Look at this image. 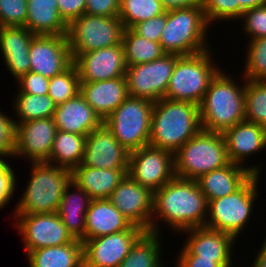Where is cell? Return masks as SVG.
Returning a JSON list of instances; mask_svg holds the SVG:
<instances>
[{
	"label": "cell",
	"instance_id": "cell-8",
	"mask_svg": "<svg viewBox=\"0 0 266 267\" xmlns=\"http://www.w3.org/2000/svg\"><path fill=\"white\" fill-rule=\"evenodd\" d=\"M260 175H252L238 190L230 195L208 202L205 227L230 234L235 239L247 228L258 197ZM242 232V233H241Z\"/></svg>",
	"mask_w": 266,
	"mask_h": 267
},
{
	"label": "cell",
	"instance_id": "cell-39",
	"mask_svg": "<svg viewBox=\"0 0 266 267\" xmlns=\"http://www.w3.org/2000/svg\"><path fill=\"white\" fill-rule=\"evenodd\" d=\"M203 12L207 23L239 21V2L237 0H204Z\"/></svg>",
	"mask_w": 266,
	"mask_h": 267
},
{
	"label": "cell",
	"instance_id": "cell-11",
	"mask_svg": "<svg viewBox=\"0 0 266 267\" xmlns=\"http://www.w3.org/2000/svg\"><path fill=\"white\" fill-rule=\"evenodd\" d=\"M179 55L164 54L149 63L127 66L125 77L128 96L155 103L165 98L174 66Z\"/></svg>",
	"mask_w": 266,
	"mask_h": 267
},
{
	"label": "cell",
	"instance_id": "cell-28",
	"mask_svg": "<svg viewBox=\"0 0 266 267\" xmlns=\"http://www.w3.org/2000/svg\"><path fill=\"white\" fill-rule=\"evenodd\" d=\"M128 169H99L79 165L71 171V181L92 199H108Z\"/></svg>",
	"mask_w": 266,
	"mask_h": 267
},
{
	"label": "cell",
	"instance_id": "cell-10",
	"mask_svg": "<svg viewBox=\"0 0 266 267\" xmlns=\"http://www.w3.org/2000/svg\"><path fill=\"white\" fill-rule=\"evenodd\" d=\"M124 26L118 16L84 13L68 26V43L74 60L79 54L121 44Z\"/></svg>",
	"mask_w": 266,
	"mask_h": 267
},
{
	"label": "cell",
	"instance_id": "cell-16",
	"mask_svg": "<svg viewBox=\"0 0 266 267\" xmlns=\"http://www.w3.org/2000/svg\"><path fill=\"white\" fill-rule=\"evenodd\" d=\"M187 236L177 255H196L200 259H214L221 267L234 265L233 236L207 227H197L180 232ZM233 262V263H232Z\"/></svg>",
	"mask_w": 266,
	"mask_h": 267
},
{
	"label": "cell",
	"instance_id": "cell-45",
	"mask_svg": "<svg viewBox=\"0 0 266 267\" xmlns=\"http://www.w3.org/2000/svg\"><path fill=\"white\" fill-rule=\"evenodd\" d=\"M167 19V12L155 16L146 21H142L134 25L131 29L138 35L153 41L160 42L162 31L165 27Z\"/></svg>",
	"mask_w": 266,
	"mask_h": 267
},
{
	"label": "cell",
	"instance_id": "cell-1",
	"mask_svg": "<svg viewBox=\"0 0 266 267\" xmlns=\"http://www.w3.org/2000/svg\"><path fill=\"white\" fill-rule=\"evenodd\" d=\"M207 215L208 202L196 180L175 176L153 192L152 233L161 234V223L168 224L178 235L187 229L205 227Z\"/></svg>",
	"mask_w": 266,
	"mask_h": 267
},
{
	"label": "cell",
	"instance_id": "cell-29",
	"mask_svg": "<svg viewBox=\"0 0 266 267\" xmlns=\"http://www.w3.org/2000/svg\"><path fill=\"white\" fill-rule=\"evenodd\" d=\"M25 27L34 35H67L68 25L58 11L57 0L28 3Z\"/></svg>",
	"mask_w": 266,
	"mask_h": 267
},
{
	"label": "cell",
	"instance_id": "cell-18",
	"mask_svg": "<svg viewBox=\"0 0 266 267\" xmlns=\"http://www.w3.org/2000/svg\"><path fill=\"white\" fill-rule=\"evenodd\" d=\"M30 71L52 78L72 63L67 35H35L29 50Z\"/></svg>",
	"mask_w": 266,
	"mask_h": 267
},
{
	"label": "cell",
	"instance_id": "cell-47",
	"mask_svg": "<svg viewBox=\"0 0 266 267\" xmlns=\"http://www.w3.org/2000/svg\"><path fill=\"white\" fill-rule=\"evenodd\" d=\"M120 0H86L85 13L90 15L112 17L118 16Z\"/></svg>",
	"mask_w": 266,
	"mask_h": 267
},
{
	"label": "cell",
	"instance_id": "cell-14",
	"mask_svg": "<svg viewBox=\"0 0 266 267\" xmlns=\"http://www.w3.org/2000/svg\"><path fill=\"white\" fill-rule=\"evenodd\" d=\"M145 232L132 225L125 231L83 241L84 267H118Z\"/></svg>",
	"mask_w": 266,
	"mask_h": 267
},
{
	"label": "cell",
	"instance_id": "cell-21",
	"mask_svg": "<svg viewBox=\"0 0 266 267\" xmlns=\"http://www.w3.org/2000/svg\"><path fill=\"white\" fill-rule=\"evenodd\" d=\"M76 65L80 82H96L124 77L127 65L122 43L79 54Z\"/></svg>",
	"mask_w": 266,
	"mask_h": 267
},
{
	"label": "cell",
	"instance_id": "cell-26",
	"mask_svg": "<svg viewBox=\"0 0 266 267\" xmlns=\"http://www.w3.org/2000/svg\"><path fill=\"white\" fill-rule=\"evenodd\" d=\"M72 192H71V191ZM92 198L71 181L65 188L57 214L73 239L85 241V216Z\"/></svg>",
	"mask_w": 266,
	"mask_h": 267
},
{
	"label": "cell",
	"instance_id": "cell-51",
	"mask_svg": "<svg viewBox=\"0 0 266 267\" xmlns=\"http://www.w3.org/2000/svg\"><path fill=\"white\" fill-rule=\"evenodd\" d=\"M253 261L250 267H266V237L263 239L262 246L257 251V255Z\"/></svg>",
	"mask_w": 266,
	"mask_h": 267
},
{
	"label": "cell",
	"instance_id": "cell-5",
	"mask_svg": "<svg viewBox=\"0 0 266 267\" xmlns=\"http://www.w3.org/2000/svg\"><path fill=\"white\" fill-rule=\"evenodd\" d=\"M209 24L203 6L167 11L165 27L160 37L162 49L167 54L194 55L209 50L207 40Z\"/></svg>",
	"mask_w": 266,
	"mask_h": 267
},
{
	"label": "cell",
	"instance_id": "cell-32",
	"mask_svg": "<svg viewBox=\"0 0 266 267\" xmlns=\"http://www.w3.org/2000/svg\"><path fill=\"white\" fill-rule=\"evenodd\" d=\"M161 237L162 235L156 233L145 232L118 267H165L161 260Z\"/></svg>",
	"mask_w": 266,
	"mask_h": 267
},
{
	"label": "cell",
	"instance_id": "cell-17",
	"mask_svg": "<svg viewBox=\"0 0 266 267\" xmlns=\"http://www.w3.org/2000/svg\"><path fill=\"white\" fill-rule=\"evenodd\" d=\"M108 200L133 224L151 232L153 192L128 174L120 181Z\"/></svg>",
	"mask_w": 266,
	"mask_h": 267
},
{
	"label": "cell",
	"instance_id": "cell-27",
	"mask_svg": "<svg viewBox=\"0 0 266 267\" xmlns=\"http://www.w3.org/2000/svg\"><path fill=\"white\" fill-rule=\"evenodd\" d=\"M252 175L246 167L230 162L225 167L200 176L196 181L209 202L234 193Z\"/></svg>",
	"mask_w": 266,
	"mask_h": 267
},
{
	"label": "cell",
	"instance_id": "cell-41",
	"mask_svg": "<svg viewBox=\"0 0 266 267\" xmlns=\"http://www.w3.org/2000/svg\"><path fill=\"white\" fill-rule=\"evenodd\" d=\"M27 9L26 0H0V27H25Z\"/></svg>",
	"mask_w": 266,
	"mask_h": 267
},
{
	"label": "cell",
	"instance_id": "cell-43",
	"mask_svg": "<svg viewBox=\"0 0 266 267\" xmlns=\"http://www.w3.org/2000/svg\"><path fill=\"white\" fill-rule=\"evenodd\" d=\"M49 80V78L43 75L30 71L18 80H15L19 87L16 92L42 96L48 95Z\"/></svg>",
	"mask_w": 266,
	"mask_h": 267
},
{
	"label": "cell",
	"instance_id": "cell-12",
	"mask_svg": "<svg viewBox=\"0 0 266 267\" xmlns=\"http://www.w3.org/2000/svg\"><path fill=\"white\" fill-rule=\"evenodd\" d=\"M13 216L15 229L22 237L26 254L39 248L69 244L74 240L57 213L13 214Z\"/></svg>",
	"mask_w": 266,
	"mask_h": 267
},
{
	"label": "cell",
	"instance_id": "cell-25",
	"mask_svg": "<svg viewBox=\"0 0 266 267\" xmlns=\"http://www.w3.org/2000/svg\"><path fill=\"white\" fill-rule=\"evenodd\" d=\"M132 225L108 199H92L85 216V240L125 231Z\"/></svg>",
	"mask_w": 266,
	"mask_h": 267
},
{
	"label": "cell",
	"instance_id": "cell-24",
	"mask_svg": "<svg viewBox=\"0 0 266 267\" xmlns=\"http://www.w3.org/2000/svg\"><path fill=\"white\" fill-rule=\"evenodd\" d=\"M80 94L104 121L128 97L126 77L80 82Z\"/></svg>",
	"mask_w": 266,
	"mask_h": 267
},
{
	"label": "cell",
	"instance_id": "cell-36",
	"mask_svg": "<svg viewBox=\"0 0 266 267\" xmlns=\"http://www.w3.org/2000/svg\"><path fill=\"white\" fill-rule=\"evenodd\" d=\"M245 121L266 128V80H246Z\"/></svg>",
	"mask_w": 266,
	"mask_h": 267
},
{
	"label": "cell",
	"instance_id": "cell-6",
	"mask_svg": "<svg viewBox=\"0 0 266 267\" xmlns=\"http://www.w3.org/2000/svg\"><path fill=\"white\" fill-rule=\"evenodd\" d=\"M230 163L223 134L201 129L174 153L175 176L197 180Z\"/></svg>",
	"mask_w": 266,
	"mask_h": 267
},
{
	"label": "cell",
	"instance_id": "cell-48",
	"mask_svg": "<svg viewBox=\"0 0 266 267\" xmlns=\"http://www.w3.org/2000/svg\"><path fill=\"white\" fill-rule=\"evenodd\" d=\"M175 267H221L214 259H200L196 255H177Z\"/></svg>",
	"mask_w": 266,
	"mask_h": 267
},
{
	"label": "cell",
	"instance_id": "cell-9",
	"mask_svg": "<svg viewBox=\"0 0 266 267\" xmlns=\"http://www.w3.org/2000/svg\"><path fill=\"white\" fill-rule=\"evenodd\" d=\"M153 106L152 101L128 96L103 123L131 153L149 145Z\"/></svg>",
	"mask_w": 266,
	"mask_h": 267
},
{
	"label": "cell",
	"instance_id": "cell-2",
	"mask_svg": "<svg viewBox=\"0 0 266 267\" xmlns=\"http://www.w3.org/2000/svg\"><path fill=\"white\" fill-rule=\"evenodd\" d=\"M201 129L198 105L163 98L153 106L149 145L174 154Z\"/></svg>",
	"mask_w": 266,
	"mask_h": 267
},
{
	"label": "cell",
	"instance_id": "cell-20",
	"mask_svg": "<svg viewBox=\"0 0 266 267\" xmlns=\"http://www.w3.org/2000/svg\"><path fill=\"white\" fill-rule=\"evenodd\" d=\"M129 155L103 123L87 135L81 165L99 169H128Z\"/></svg>",
	"mask_w": 266,
	"mask_h": 267
},
{
	"label": "cell",
	"instance_id": "cell-7",
	"mask_svg": "<svg viewBox=\"0 0 266 267\" xmlns=\"http://www.w3.org/2000/svg\"><path fill=\"white\" fill-rule=\"evenodd\" d=\"M211 49L177 58L165 99L200 105L211 80L222 69L214 62Z\"/></svg>",
	"mask_w": 266,
	"mask_h": 267
},
{
	"label": "cell",
	"instance_id": "cell-3",
	"mask_svg": "<svg viewBox=\"0 0 266 267\" xmlns=\"http://www.w3.org/2000/svg\"><path fill=\"white\" fill-rule=\"evenodd\" d=\"M224 71L221 69L211 80L199 105L201 126L207 131L223 133L245 121L246 79L242 77L244 83L240 85Z\"/></svg>",
	"mask_w": 266,
	"mask_h": 267
},
{
	"label": "cell",
	"instance_id": "cell-4",
	"mask_svg": "<svg viewBox=\"0 0 266 267\" xmlns=\"http://www.w3.org/2000/svg\"><path fill=\"white\" fill-rule=\"evenodd\" d=\"M30 163V179L12 214L57 213L71 171L48 162Z\"/></svg>",
	"mask_w": 266,
	"mask_h": 267
},
{
	"label": "cell",
	"instance_id": "cell-46",
	"mask_svg": "<svg viewBox=\"0 0 266 267\" xmlns=\"http://www.w3.org/2000/svg\"><path fill=\"white\" fill-rule=\"evenodd\" d=\"M57 3L59 14L68 26L85 13L86 0H57Z\"/></svg>",
	"mask_w": 266,
	"mask_h": 267
},
{
	"label": "cell",
	"instance_id": "cell-15",
	"mask_svg": "<svg viewBox=\"0 0 266 267\" xmlns=\"http://www.w3.org/2000/svg\"><path fill=\"white\" fill-rule=\"evenodd\" d=\"M14 157L48 162L57 128L53 117L14 123Z\"/></svg>",
	"mask_w": 266,
	"mask_h": 267
},
{
	"label": "cell",
	"instance_id": "cell-19",
	"mask_svg": "<svg viewBox=\"0 0 266 267\" xmlns=\"http://www.w3.org/2000/svg\"><path fill=\"white\" fill-rule=\"evenodd\" d=\"M227 156L230 162L243 166L253 174L261 175L260 164H246L248 157L266 149V128L256 123L243 121L226 129L223 133ZM246 164V165H244Z\"/></svg>",
	"mask_w": 266,
	"mask_h": 267
},
{
	"label": "cell",
	"instance_id": "cell-49",
	"mask_svg": "<svg viewBox=\"0 0 266 267\" xmlns=\"http://www.w3.org/2000/svg\"><path fill=\"white\" fill-rule=\"evenodd\" d=\"M164 10L203 6L204 0H160Z\"/></svg>",
	"mask_w": 266,
	"mask_h": 267
},
{
	"label": "cell",
	"instance_id": "cell-50",
	"mask_svg": "<svg viewBox=\"0 0 266 267\" xmlns=\"http://www.w3.org/2000/svg\"><path fill=\"white\" fill-rule=\"evenodd\" d=\"M239 2V19L244 11L266 4V0H237Z\"/></svg>",
	"mask_w": 266,
	"mask_h": 267
},
{
	"label": "cell",
	"instance_id": "cell-35",
	"mask_svg": "<svg viewBox=\"0 0 266 267\" xmlns=\"http://www.w3.org/2000/svg\"><path fill=\"white\" fill-rule=\"evenodd\" d=\"M160 0H120L118 17L125 29L165 13Z\"/></svg>",
	"mask_w": 266,
	"mask_h": 267
},
{
	"label": "cell",
	"instance_id": "cell-38",
	"mask_svg": "<svg viewBox=\"0 0 266 267\" xmlns=\"http://www.w3.org/2000/svg\"><path fill=\"white\" fill-rule=\"evenodd\" d=\"M248 42L243 77L246 80H266V37Z\"/></svg>",
	"mask_w": 266,
	"mask_h": 267
},
{
	"label": "cell",
	"instance_id": "cell-42",
	"mask_svg": "<svg viewBox=\"0 0 266 267\" xmlns=\"http://www.w3.org/2000/svg\"><path fill=\"white\" fill-rule=\"evenodd\" d=\"M15 172L6 158H0V210L8 205L18 188Z\"/></svg>",
	"mask_w": 266,
	"mask_h": 267
},
{
	"label": "cell",
	"instance_id": "cell-31",
	"mask_svg": "<svg viewBox=\"0 0 266 267\" xmlns=\"http://www.w3.org/2000/svg\"><path fill=\"white\" fill-rule=\"evenodd\" d=\"M86 137L57 130L48 163L72 171L82 163Z\"/></svg>",
	"mask_w": 266,
	"mask_h": 267
},
{
	"label": "cell",
	"instance_id": "cell-23",
	"mask_svg": "<svg viewBox=\"0 0 266 267\" xmlns=\"http://www.w3.org/2000/svg\"><path fill=\"white\" fill-rule=\"evenodd\" d=\"M53 119L57 130L85 136L103 124V120L80 92L64 103L56 105Z\"/></svg>",
	"mask_w": 266,
	"mask_h": 267
},
{
	"label": "cell",
	"instance_id": "cell-37",
	"mask_svg": "<svg viewBox=\"0 0 266 267\" xmlns=\"http://www.w3.org/2000/svg\"><path fill=\"white\" fill-rule=\"evenodd\" d=\"M80 92V79L77 67L72 63L62 73L49 80L48 95L56 105L64 103Z\"/></svg>",
	"mask_w": 266,
	"mask_h": 267
},
{
	"label": "cell",
	"instance_id": "cell-34",
	"mask_svg": "<svg viewBox=\"0 0 266 267\" xmlns=\"http://www.w3.org/2000/svg\"><path fill=\"white\" fill-rule=\"evenodd\" d=\"M13 99V108L16 110L15 117H17L16 120L13 118L14 123L53 117L56 109V104L49 95L16 93Z\"/></svg>",
	"mask_w": 266,
	"mask_h": 267
},
{
	"label": "cell",
	"instance_id": "cell-44",
	"mask_svg": "<svg viewBox=\"0 0 266 267\" xmlns=\"http://www.w3.org/2000/svg\"><path fill=\"white\" fill-rule=\"evenodd\" d=\"M15 125L13 117L0 110V158L14 157Z\"/></svg>",
	"mask_w": 266,
	"mask_h": 267
},
{
	"label": "cell",
	"instance_id": "cell-13",
	"mask_svg": "<svg viewBox=\"0 0 266 267\" xmlns=\"http://www.w3.org/2000/svg\"><path fill=\"white\" fill-rule=\"evenodd\" d=\"M127 174L154 192L175 177L174 154L150 145L141 147L130 153Z\"/></svg>",
	"mask_w": 266,
	"mask_h": 267
},
{
	"label": "cell",
	"instance_id": "cell-33",
	"mask_svg": "<svg viewBox=\"0 0 266 267\" xmlns=\"http://www.w3.org/2000/svg\"><path fill=\"white\" fill-rule=\"evenodd\" d=\"M121 43L127 66L149 63L166 54L160 42L150 41L136 34L132 29H124Z\"/></svg>",
	"mask_w": 266,
	"mask_h": 267
},
{
	"label": "cell",
	"instance_id": "cell-40",
	"mask_svg": "<svg viewBox=\"0 0 266 267\" xmlns=\"http://www.w3.org/2000/svg\"><path fill=\"white\" fill-rule=\"evenodd\" d=\"M239 21L244 25L246 38L247 35L250 40L266 37V4L244 11Z\"/></svg>",
	"mask_w": 266,
	"mask_h": 267
},
{
	"label": "cell",
	"instance_id": "cell-22",
	"mask_svg": "<svg viewBox=\"0 0 266 267\" xmlns=\"http://www.w3.org/2000/svg\"><path fill=\"white\" fill-rule=\"evenodd\" d=\"M34 36L23 26L0 27V54L14 80L30 72L29 50Z\"/></svg>",
	"mask_w": 266,
	"mask_h": 267
},
{
	"label": "cell",
	"instance_id": "cell-30",
	"mask_svg": "<svg viewBox=\"0 0 266 267\" xmlns=\"http://www.w3.org/2000/svg\"><path fill=\"white\" fill-rule=\"evenodd\" d=\"M29 267H84L83 242L39 248L27 254Z\"/></svg>",
	"mask_w": 266,
	"mask_h": 267
}]
</instances>
